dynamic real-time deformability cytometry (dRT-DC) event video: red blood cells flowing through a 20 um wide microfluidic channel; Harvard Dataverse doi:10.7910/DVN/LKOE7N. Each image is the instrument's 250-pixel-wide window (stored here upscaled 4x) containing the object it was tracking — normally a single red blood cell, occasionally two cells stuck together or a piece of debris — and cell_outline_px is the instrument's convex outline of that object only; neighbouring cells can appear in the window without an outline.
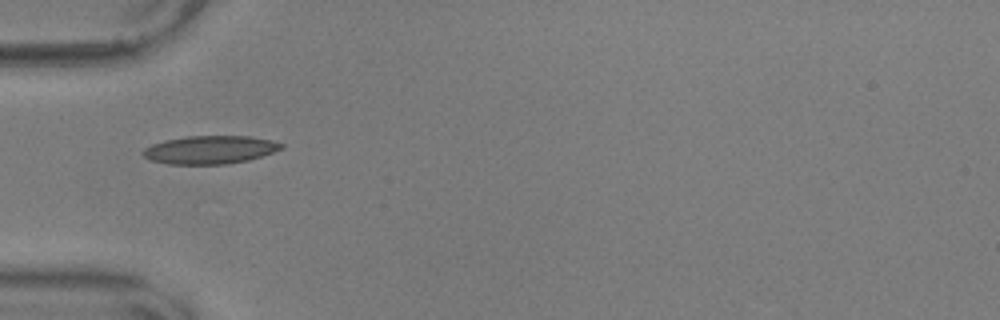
{"species": "common noctule bat (a hibernating species)", "species_latin": "Nyctalus noctula", "temperature_condition": "warm", "stored_images_in_passage": 39, "camera_frame_rate_fps": 3000, "um_per_image_px": 0.085, "animal": {"sex": "male", "body_mass_g": 17.9, "forearm_length_mm": 54.2}, "frame": {"image": 1, "passage_image": 1, "time_ms": 0.0, "image_size_px": [1000, 320], "cell_outline_px": [[284, 148], [248, 160], [228, 164], [168, 164], [148, 160], [140, 152], [144, 148], [152, 144], [164, 140], [188, 136], [248, 136], [272, 140], [284, 144]], "centroid_in_image_um": [17.82, 12.73], "position_along_channel_um": 67.2, "area_um2": 22.77}}
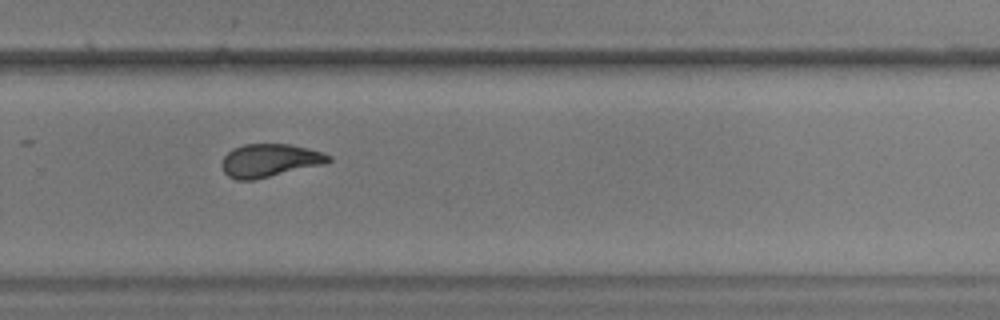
{"frame": {"image": 2, "passage_image": 21, "time_ms": 6.667, "image_size_px": [1000, 320], "cell_outline_px": [[332, 160], [324, 164], [252, 180], [236, 180], [228, 176], [224, 172], [220, 164], [224, 156], [232, 148], [244, 144], [292, 144], [308, 148], [332, 156]], "centroid_in_image_um": [22.89, 13.63], "position_along_channel_um": 306.9, "area_um2": 20.58}}
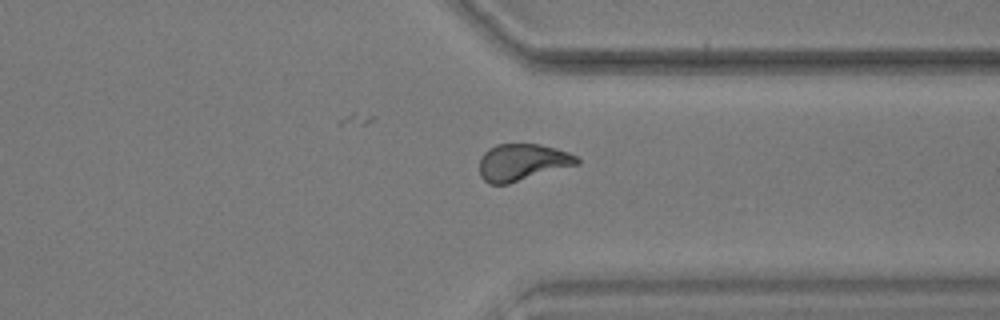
{"frame": {"image": 3, "passage_image": 26, "time_ms": 8.333, "image_size_px": [1000, 320], "cell_outline_px": [[580, 164], [508, 184], [488, 184], [480, 176], [480, 156], [488, 148], [496, 144], [540, 144], [556, 148], [568, 152], [576, 156], [580, 160]], "centroid_in_image_um": [44.39, 13.79], "position_along_channel_um": 367.0, "area_um2": 21.15}}